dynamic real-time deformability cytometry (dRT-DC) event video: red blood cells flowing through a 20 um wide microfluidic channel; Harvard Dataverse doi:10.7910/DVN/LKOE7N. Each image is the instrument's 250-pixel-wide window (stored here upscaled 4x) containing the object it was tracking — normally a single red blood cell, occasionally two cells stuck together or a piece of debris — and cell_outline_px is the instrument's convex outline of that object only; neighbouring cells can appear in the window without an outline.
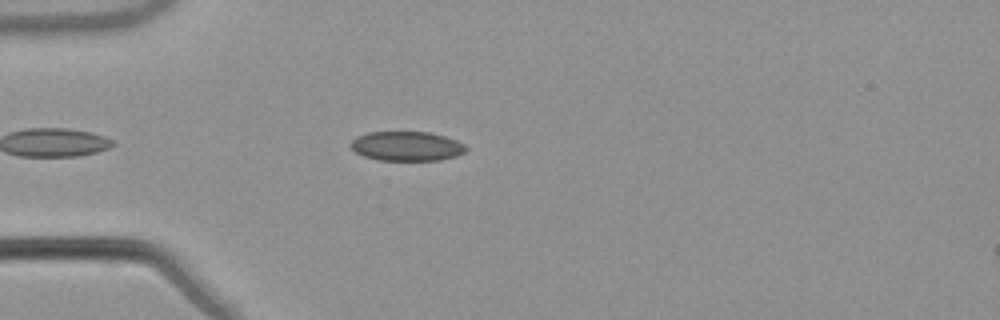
{"species": "common noctule bat (a hibernating species)", "species_latin": "Nyctalus noctula", "temperature_condition": "warm", "stored_images_in_passage": 29, "camera_frame_rate_fps": 3000, "um_per_image_px": 0.085, "animal": {"sex": "male", "body_mass_g": 21.5, "forearm_length_mm": 52.0}, "frame": {"image": 1, "passage_image": 5, "time_ms": 1.333, "image_size_px": [1000, 320], "cell_outline_px": [[468, 148], [464, 152], [456, 156], [440, 160], [380, 160], [364, 156], [356, 152], [348, 144], [356, 136], [368, 132], [428, 132], [444, 136], [456, 140], [464, 144]], "centroid_in_image_um": [34.56, 12.42], "position_along_channel_um": 50.4, "area_um2": 19.77}}